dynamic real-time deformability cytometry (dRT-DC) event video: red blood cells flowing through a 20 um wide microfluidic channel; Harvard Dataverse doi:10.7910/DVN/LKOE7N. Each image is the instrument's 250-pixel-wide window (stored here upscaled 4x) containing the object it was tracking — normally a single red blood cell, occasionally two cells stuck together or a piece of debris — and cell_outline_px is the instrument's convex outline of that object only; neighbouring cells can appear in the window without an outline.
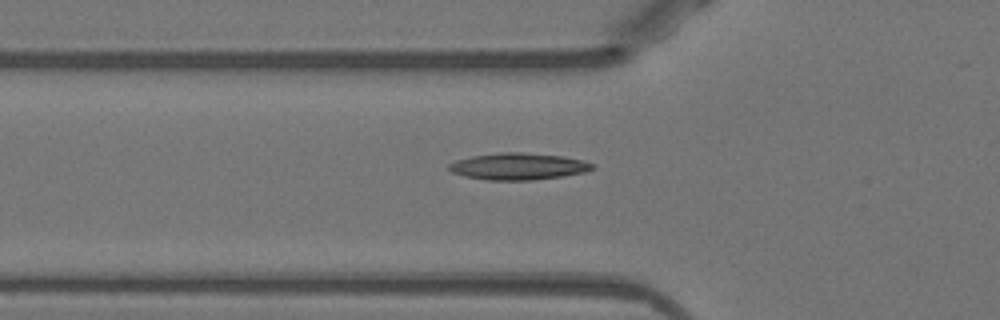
{"species": "Egyptian fruit bat (a non-hibernating species)", "species_latin": "Rousettus aegyptiacus", "temperature_condition": "warm", "stored_images_in_passage": 36, "camera_frame_rate_fps": 3000, "um_per_image_px": 0.085, "animal": {"sex": "female"}, "frame": {"image": 1, "passage_image": 2, "time_ms": 0.333, "image_size_px": [1000, 320], "cell_outline_px": [[596, 168], [584, 172], [564, 176], [532, 180], [484, 180], [464, 176], [452, 172], [448, 168], [448, 164], [456, 160], [472, 156], [500, 152], [520, 152], [560, 156], [584, 160], [596, 164]], "centroid_in_image_um": [44.07, 14.15], "position_along_channel_um": 81.7, "area_um2": 22.48}}
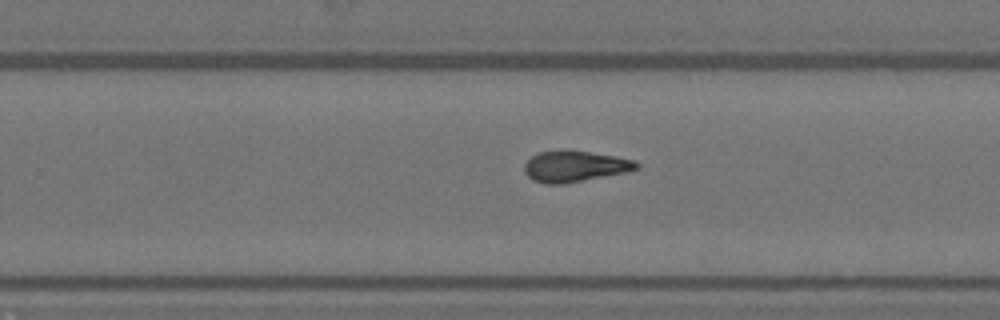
{"frame": {"image": 2, "passage_image": 17, "time_ms": 5.333, "image_size_px": [1000, 320], "cell_outline_px": [[640, 168], [624, 172], [564, 184], [544, 184], [532, 180], [524, 172], [524, 164], [532, 156], [540, 152], [588, 152], [616, 156], [632, 160], [640, 164]], "centroid_in_image_um": [48.84, 14.17], "position_along_channel_um": 281.0, "area_um2": 19.71}}
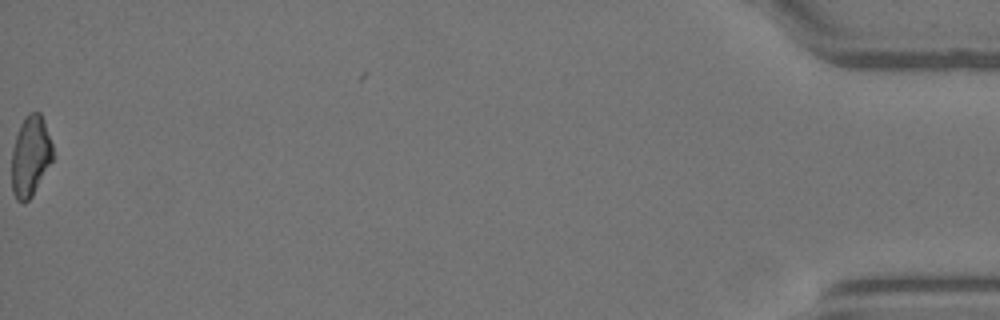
{"frame": {"image": 3, "passage_image": 36, "time_ms": 11.667, "image_size_px": [1000, 320], "cell_outline_px": [[52, 160], [32, 196], [24, 204], [16, 200], [12, 192], [12, 148], [20, 124], [24, 116], [28, 112], [40, 112], [52, 144]], "centroid_in_image_um": [2.56, 13.28], "position_along_channel_um": 432.6, "area_um2": 19.19}, "authors_computed_cell_mechanics": {"area_um2": 19.9121, "velocity_mm_per_s": 3.9652, "shape_relaxation_time_tau1_ms": null, "shape_relaxation_time_tau2_ms": 2.9806, "deformation_change_tau1": null, "deformation_change_tau2": 0.1096}}